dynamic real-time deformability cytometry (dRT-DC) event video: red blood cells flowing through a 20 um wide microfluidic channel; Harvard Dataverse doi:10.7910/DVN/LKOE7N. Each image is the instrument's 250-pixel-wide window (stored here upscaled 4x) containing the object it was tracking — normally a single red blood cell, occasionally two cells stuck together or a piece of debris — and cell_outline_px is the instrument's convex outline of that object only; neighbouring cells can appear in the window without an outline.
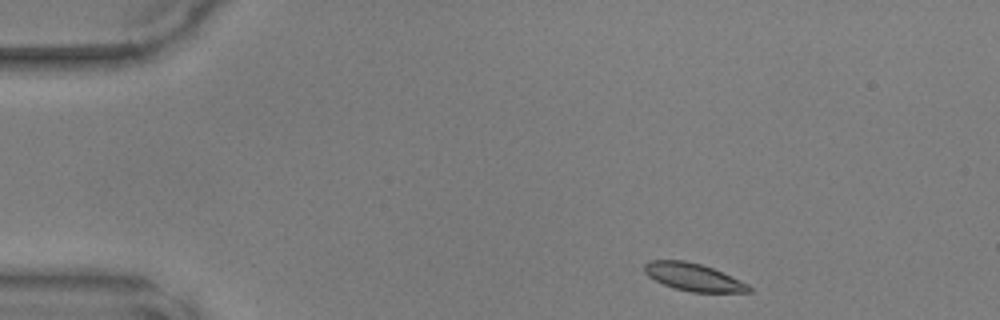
{"species": "common noctule bat (a hibernating species)", "species_latin": "Nyctalus noctula", "temperature_condition": "warm", "stored_images_in_passage": 42, "camera_frame_rate_fps": 3000, "um_per_image_px": 0.085, "animal": {"sex": "male", "body_mass_g": 17.9, "forearm_length_mm": 54.2}, "frame": {"image": 1, "passage_image": 1, "time_ms": 0.0, "image_size_px": [1000, 320], "cell_outline_px": [[752, 292], [692, 292], [676, 288], [664, 284], [648, 276], [644, 272], [644, 264], [648, 260], [684, 260], [700, 264], [712, 268], [748, 284], [752, 288]], "centroid_in_image_um": [58.92, 23.54], "position_along_channel_um": 26.1, "area_um2": 16.59}}
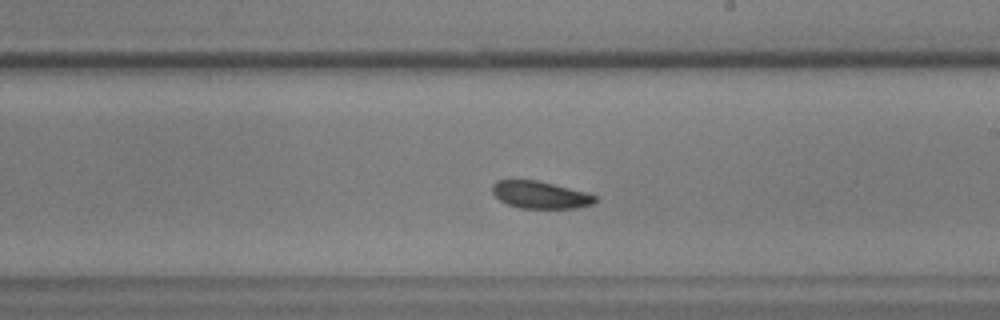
{"frame": {"image": 2, "passage_image": 22, "time_ms": 7.0, "image_size_px": [1000, 320], "cell_outline_px": [[600, 200], [592, 204], [576, 208], [520, 208], [508, 204], [500, 200], [492, 192], [492, 184], [496, 180], [540, 180], [584, 192], [596, 196]], "centroid_in_image_um": [45.92, 16.56], "position_along_channel_um": 243.1, "area_um2": 16.36}}
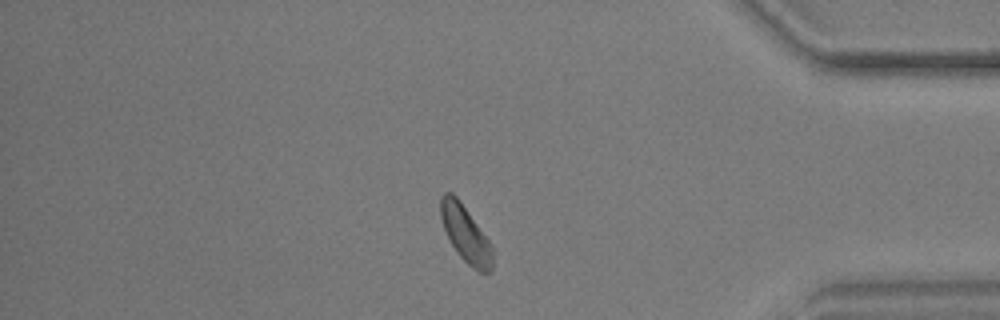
{"frame": {"image": 3, "passage_image": 35, "time_ms": 11.333, "image_size_px": [1000, 320], "cell_outline_px": [[492, 272], [480, 272], [472, 268], [456, 252], [444, 228], [440, 216], [440, 196], [444, 192], [452, 192], [456, 196], [492, 244]], "centroid_in_image_um": [39.57, 19.88], "position_along_channel_um": 395.6, "area_um2": 16.94}}